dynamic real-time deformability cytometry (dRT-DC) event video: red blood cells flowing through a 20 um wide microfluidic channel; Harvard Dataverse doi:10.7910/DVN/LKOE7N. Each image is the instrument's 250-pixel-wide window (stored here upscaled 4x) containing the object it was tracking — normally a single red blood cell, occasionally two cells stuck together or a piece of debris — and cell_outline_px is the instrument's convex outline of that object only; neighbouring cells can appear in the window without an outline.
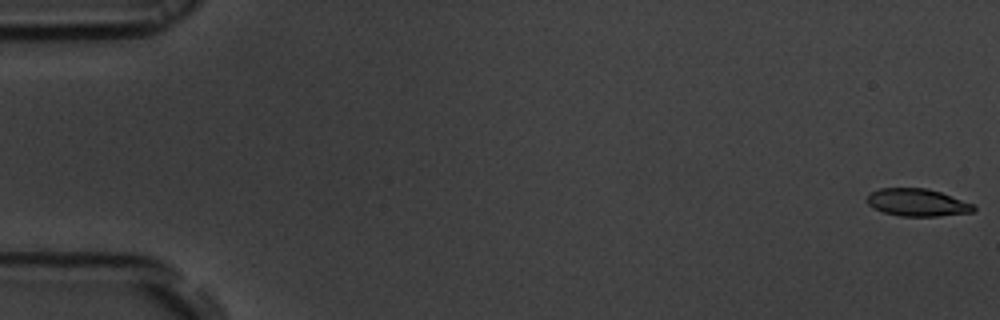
{"species": "common noctule bat (a hibernating species)", "species_latin": "Nyctalus noctula", "temperature_condition": "room temperature", "stored_images_in_passage": 15, "camera_frame_rate_fps": 3000, "um_per_image_px": 0.085, "animal": {"sex": "male", "body_mass_g": 19.5, "forearm_length_mm": 54.6}, "frame": {"image": 1, "passage_image": 1, "time_ms": 0.0, "image_size_px": [1000, 320], "cell_outline_px": [[976, 208], [972, 212], [936, 216], [900, 216], [884, 212], [872, 208], [868, 204], [868, 192], [880, 188], [928, 188], [976, 204]], "centroid_in_image_um": [77.98, 17.2], "position_along_channel_um": 7.0, "area_um2": 17.17}}
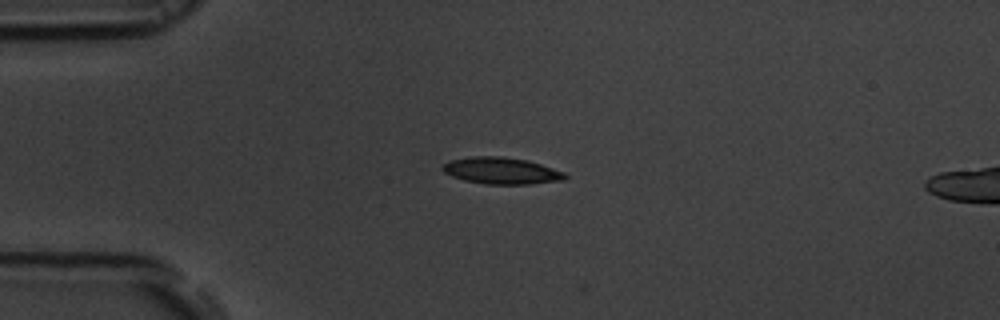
{"frame": {"image": 2, "passage_image": 14, "time_ms": 4.333, "image_size_px": [1000, 320], "cell_outline_px": [[568, 176], [564, 180], [528, 184], [484, 184], [464, 180], [452, 176], [444, 172], [440, 168], [448, 160], [472, 156], [500, 156], [528, 160], [564, 172]], "centroid_in_image_um": [42.59, 14.51], "position_along_channel_um": 42.4, "area_um2": 19.07}}